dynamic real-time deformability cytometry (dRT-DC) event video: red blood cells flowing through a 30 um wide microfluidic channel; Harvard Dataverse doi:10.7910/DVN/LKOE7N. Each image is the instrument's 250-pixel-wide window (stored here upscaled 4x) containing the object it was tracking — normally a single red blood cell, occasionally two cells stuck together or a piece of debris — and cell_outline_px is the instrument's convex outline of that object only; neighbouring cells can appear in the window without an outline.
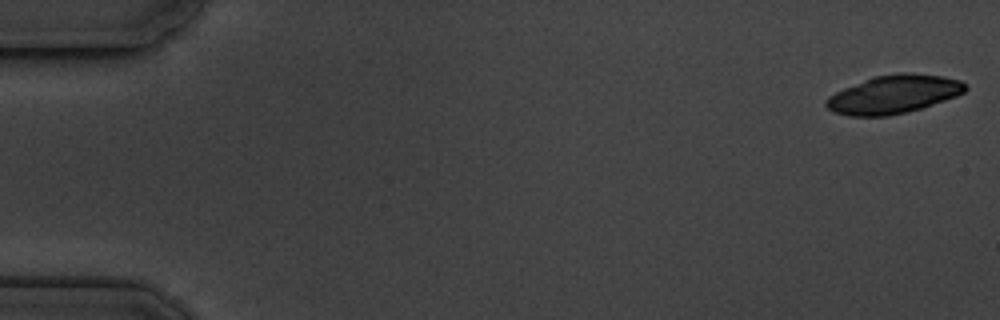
{"species": "common noctule bat (a hibernating species)", "species_latin": "Nyctalus noctula", "temperature_condition": "cold", "stored_images_in_passage": 17, "camera_frame_rate_fps": 3000, "um_per_image_px": 0.085, "animal": {"sex": "male", "body_mass_g": 19.5, "forearm_length_mm": 54.6}, "frame": {"image": 1, "passage_image": 1, "time_ms": 0.0, "image_size_px": [1000, 320], "cell_outline_px": [[968, 88], [964, 92], [956, 96], [920, 108], [888, 116], [848, 116], [832, 112], [824, 104], [824, 100], [828, 96], [844, 88], [876, 76], [900, 72], [912, 72], [944, 76], [960, 80], [968, 84]], "centroid_in_image_um": [75.96, 8.01], "position_along_channel_um": 9.0, "area_um2": 31.04}}